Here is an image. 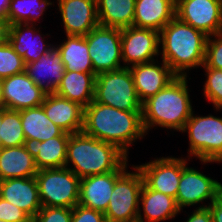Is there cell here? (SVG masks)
<instances>
[{"label": "cell", "instance_id": "cell-44", "mask_svg": "<svg viewBox=\"0 0 222 222\" xmlns=\"http://www.w3.org/2000/svg\"><path fill=\"white\" fill-rule=\"evenodd\" d=\"M1 122H2V108H0V127H1ZM0 134H1V129H0ZM0 147H1V137H0Z\"/></svg>", "mask_w": 222, "mask_h": 222}, {"label": "cell", "instance_id": "cell-23", "mask_svg": "<svg viewBox=\"0 0 222 222\" xmlns=\"http://www.w3.org/2000/svg\"><path fill=\"white\" fill-rule=\"evenodd\" d=\"M139 201H141L139 206L142 205V208L139 207L137 216V221L139 222L172 220V218L181 213L175 198L149 189L145 184L142 186ZM141 209H143V214H141Z\"/></svg>", "mask_w": 222, "mask_h": 222}, {"label": "cell", "instance_id": "cell-6", "mask_svg": "<svg viewBox=\"0 0 222 222\" xmlns=\"http://www.w3.org/2000/svg\"><path fill=\"white\" fill-rule=\"evenodd\" d=\"M94 101L119 110L142 112V103L127 67L96 75Z\"/></svg>", "mask_w": 222, "mask_h": 222}, {"label": "cell", "instance_id": "cell-38", "mask_svg": "<svg viewBox=\"0 0 222 222\" xmlns=\"http://www.w3.org/2000/svg\"><path fill=\"white\" fill-rule=\"evenodd\" d=\"M209 205H200L198 206L191 215H188V218L185 222H212V215Z\"/></svg>", "mask_w": 222, "mask_h": 222}, {"label": "cell", "instance_id": "cell-16", "mask_svg": "<svg viewBox=\"0 0 222 222\" xmlns=\"http://www.w3.org/2000/svg\"><path fill=\"white\" fill-rule=\"evenodd\" d=\"M156 61L129 67L141 103L157 94L177 77L165 61L162 60L160 65Z\"/></svg>", "mask_w": 222, "mask_h": 222}, {"label": "cell", "instance_id": "cell-4", "mask_svg": "<svg viewBox=\"0 0 222 222\" xmlns=\"http://www.w3.org/2000/svg\"><path fill=\"white\" fill-rule=\"evenodd\" d=\"M188 76H177L167 86L142 103V124L147 132L159 126L181 132L191 117Z\"/></svg>", "mask_w": 222, "mask_h": 222}, {"label": "cell", "instance_id": "cell-34", "mask_svg": "<svg viewBox=\"0 0 222 222\" xmlns=\"http://www.w3.org/2000/svg\"><path fill=\"white\" fill-rule=\"evenodd\" d=\"M201 67L222 70V33L208 37L206 43L205 60Z\"/></svg>", "mask_w": 222, "mask_h": 222}, {"label": "cell", "instance_id": "cell-19", "mask_svg": "<svg viewBox=\"0 0 222 222\" xmlns=\"http://www.w3.org/2000/svg\"><path fill=\"white\" fill-rule=\"evenodd\" d=\"M0 197L25 211L32 219L42 208L35 176L0 181Z\"/></svg>", "mask_w": 222, "mask_h": 222}, {"label": "cell", "instance_id": "cell-28", "mask_svg": "<svg viewBox=\"0 0 222 222\" xmlns=\"http://www.w3.org/2000/svg\"><path fill=\"white\" fill-rule=\"evenodd\" d=\"M66 37L67 40L61 44H55L65 65V71L94 73L85 36L66 35Z\"/></svg>", "mask_w": 222, "mask_h": 222}, {"label": "cell", "instance_id": "cell-15", "mask_svg": "<svg viewBox=\"0 0 222 222\" xmlns=\"http://www.w3.org/2000/svg\"><path fill=\"white\" fill-rule=\"evenodd\" d=\"M66 35L86 36L99 25L97 0H57Z\"/></svg>", "mask_w": 222, "mask_h": 222}, {"label": "cell", "instance_id": "cell-10", "mask_svg": "<svg viewBox=\"0 0 222 222\" xmlns=\"http://www.w3.org/2000/svg\"><path fill=\"white\" fill-rule=\"evenodd\" d=\"M175 16L208 37L222 33V0H176Z\"/></svg>", "mask_w": 222, "mask_h": 222}, {"label": "cell", "instance_id": "cell-13", "mask_svg": "<svg viewBox=\"0 0 222 222\" xmlns=\"http://www.w3.org/2000/svg\"><path fill=\"white\" fill-rule=\"evenodd\" d=\"M186 157L183 158V170L178 185L176 203L180 210L201 204L204 200H210L209 205L216 200L218 181L208 177L193 167H188Z\"/></svg>", "mask_w": 222, "mask_h": 222}, {"label": "cell", "instance_id": "cell-17", "mask_svg": "<svg viewBox=\"0 0 222 222\" xmlns=\"http://www.w3.org/2000/svg\"><path fill=\"white\" fill-rule=\"evenodd\" d=\"M46 116L64 132L74 134L83 129L84 107L55 92L47 93L41 104Z\"/></svg>", "mask_w": 222, "mask_h": 222}, {"label": "cell", "instance_id": "cell-8", "mask_svg": "<svg viewBox=\"0 0 222 222\" xmlns=\"http://www.w3.org/2000/svg\"><path fill=\"white\" fill-rule=\"evenodd\" d=\"M134 172L126 169L115 181L105 212L107 222H135L139 213V199L143 177L136 165Z\"/></svg>", "mask_w": 222, "mask_h": 222}, {"label": "cell", "instance_id": "cell-14", "mask_svg": "<svg viewBox=\"0 0 222 222\" xmlns=\"http://www.w3.org/2000/svg\"><path fill=\"white\" fill-rule=\"evenodd\" d=\"M3 108L22 110L41 106L47 92L37 86L26 72L2 79Z\"/></svg>", "mask_w": 222, "mask_h": 222}, {"label": "cell", "instance_id": "cell-33", "mask_svg": "<svg viewBox=\"0 0 222 222\" xmlns=\"http://www.w3.org/2000/svg\"><path fill=\"white\" fill-rule=\"evenodd\" d=\"M207 77L204 82V96L210 101L216 111L222 109V70L203 67Z\"/></svg>", "mask_w": 222, "mask_h": 222}, {"label": "cell", "instance_id": "cell-36", "mask_svg": "<svg viewBox=\"0 0 222 222\" xmlns=\"http://www.w3.org/2000/svg\"><path fill=\"white\" fill-rule=\"evenodd\" d=\"M0 220L8 222H32V218L22 209L0 197Z\"/></svg>", "mask_w": 222, "mask_h": 222}, {"label": "cell", "instance_id": "cell-29", "mask_svg": "<svg viewBox=\"0 0 222 222\" xmlns=\"http://www.w3.org/2000/svg\"><path fill=\"white\" fill-rule=\"evenodd\" d=\"M136 0H97L99 25L113 28L133 26Z\"/></svg>", "mask_w": 222, "mask_h": 222}, {"label": "cell", "instance_id": "cell-7", "mask_svg": "<svg viewBox=\"0 0 222 222\" xmlns=\"http://www.w3.org/2000/svg\"><path fill=\"white\" fill-rule=\"evenodd\" d=\"M35 178L42 207L78 204L81 179L68 167L39 169Z\"/></svg>", "mask_w": 222, "mask_h": 222}, {"label": "cell", "instance_id": "cell-26", "mask_svg": "<svg viewBox=\"0 0 222 222\" xmlns=\"http://www.w3.org/2000/svg\"><path fill=\"white\" fill-rule=\"evenodd\" d=\"M34 158L25 149L18 147H0V181L14 178H28L37 174Z\"/></svg>", "mask_w": 222, "mask_h": 222}, {"label": "cell", "instance_id": "cell-12", "mask_svg": "<svg viewBox=\"0 0 222 222\" xmlns=\"http://www.w3.org/2000/svg\"><path fill=\"white\" fill-rule=\"evenodd\" d=\"M144 184L155 191L176 198L183 170V158L159 157L151 162L137 165Z\"/></svg>", "mask_w": 222, "mask_h": 222}, {"label": "cell", "instance_id": "cell-40", "mask_svg": "<svg viewBox=\"0 0 222 222\" xmlns=\"http://www.w3.org/2000/svg\"><path fill=\"white\" fill-rule=\"evenodd\" d=\"M208 208L212 215V222H222V206L215 200Z\"/></svg>", "mask_w": 222, "mask_h": 222}, {"label": "cell", "instance_id": "cell-39", "mask_svg": "<svg viewBox=\"0 0 222 222\" xmlns=\"http://www.w3.org/2000/svg\"><path fill=\"white\" fill-rule=\"evenodd\" d=\"M10 23L7 18L0 17V45L8 42Z\"/></svg>", "mask_w": 222, "mask_h": 222}, {"label": "cell", "instance_id": "cell-43", "mask_svg": "<svg viewBox=\"0 0 222 222\" xmlns=\"http://www.w3.org/2000/svg\"><path fill=\"white\" fill-rule=\"evenodd\" d=\"M3 87H2V79L0 78V108H3Z\"/></svg>", "mask_w": 222, "mask_h": 222}, {"label": "cell", "instance_id": "cell-42", "mask_svg": "<svg viewBox=\"0 0 222 222\" xmlns=\"http://www.w3.org/2000/svg\"><path fill=\"white\" fill-rule=\"evenodd\" d=\"M216 201L222 206V184L220 182L216 190Z\"/></svg>", "mask_w": 222, "mask_h": 222}, {"label": "cell", "instance_id": "cell-3", "mask_svg": "<svg viewBox=\"0 0 222 222\" xmlns=\"http://www.w3.org/2000/svg\"><path fill=\"white\" fill-rule=\"evenodd\" d=\"M207 39L203 32L175 16L159 32L161 59L177 76H187V71L204 64Z\"/></svg>", "mask_w": 222, "mask_h": 222}, {"label": "cell", "instance_id": "cell-2", "mask_svg": "<svg viewBox=\"0 0 222 222\" xmlns=\"http://www.w3.org/2000/svg\"><path fill=\"white\" fill-rule=\"evenodd\" d=\"M127 164L128 156L117 146L83 131L70 134L65 167L71 169L80 179L112 171H125Z\"/></svg>", "mask_w": 222, "mask_h": 222}, {"label": "cell", "instance_id": "cell-22", "mask_svg": "<svg viewBox=\"0 0 222 222\" xmlns=\"http://www.w3.org/2000/svg\"><path fill=\"white\" fill-rule=\"evenodd\" d=\"M176 0H136L133 26L160 32L175 17Z\"/></svg>", "mask_w": 222, "mask_h": 222}, {"label": "cell", "instance_id": "cell-20", "mask_svg": "<svg viewBox=\"0 0 222 222\" xmlns=\"http://www.w3.org/2000/svg\"><path fill=\"white\" fill-rule=\"evenodd\" d=\"M25 72L45 92L53 93L62 81L65 65L62 62L59 50L53 45L37 61L27 63Z\"/></svg>", "mask_w": 222, "mask_h": 222}, {"label": "cell", "instance_id": "cell-37", "mask_svg": "<svg viewBox=\"0 0 222 222\" xmlns=\"http://www.w3.org/2000/svg\"><path fill=\"white\" fill-rule=\"evenodd\" d=\"M71 222H107L105 214L77 204L72 208Z\"/></svg>", "mask_w": 222, "mask_h": 222}, {"label": "cell", "instance_id": "cell-18", "mask_svg": "<svg viewBox=\"0 0 222 222\" xmlns=\"http://www.w3.org/2000/svg\"><path fill=\"white\" fill-rule=\"evenodd\" d=\"M124 171H112L81 178L78 204L105 214L114 184Z\"/></svg>", "mask_w": 222, "mask_h": 222}, {"label": "cell", "instance_id": "cell-5", "mask_svg": "<svg viewBox=\"0 0 222 222\" xmlns=\"http://www.w3.org/2000/svg\"><path fill=\"white\" fill-rule=\"evenodd\" d=\"M181 132H188L190 158H199L203 164L222 162L221 117L196 116L192 112Z\"/></svg>", "mask_w": 222, "mask_h": 222}, {"label": "cell", "instance_id": "cell-1", "mask_svg": "<svg viewBox=\"0 0 222 222\" xmlns=\"http://www.w3.org/2000/svg\"><path fill=\"white\" fill-rule=\"evenodd\" d=\"M82 131L117 146L127 156L129 146L146 135L141 112L119 110L94 100L84 107Z\"/></svg>", "mask_w": 222, "mask_h": 222}, {"label": "cell", "instance_id": "cell-21", "mask_svg": "<svg viewBox=\"0 0 222 222\" xmlns=\"http://www.w3.org/2000/svg\"><path fill=\"white\" fill-rule=\"evenodd\" d=\"M39 30L40 29L35 28L33 24L10 25L8 42L14 51L23 58L25 64L37 61L53 46V44H48V41L44 40V36L42 37L43 34H38L40 32ZM36 35H39V38ZM33 36L36 38L34 37V39Z\"/></svg>", "mask_w": 222, "mask_h": 222}, {"label": "cell", "instance_id": "cell-9", "mask_svg": "<svg viewBox=\"0 0 222 222\" xmlns=\"http://www.w3.org/2000/svg\"><path fill=\"white\" fill-rule=\"evenodd\" d=\"M85 38L93 71L96 75L101 72L124 68L121 66L123 61L120 28L98 25Z\"/></svg>", "mask_w": 222, "mask_h": 222}, {"label": "cell", "instance_id": "cell-31", "mask_svg": "<svg viewBox=\"0 0 222 222\" xmlns=\"http://www.w3.org/2000/svg\"><path fill=\"white\" fill-rule=\"evenodd\" d=\"M0 129L1 147H18L24 145L25 135L19 111L2 108Z\"/></svg>", "mask_w": 222, "mask_h": 222}, {"label": "cell", "instance_id": "cell-27", "mask_svg": "<svg viewBox=\"0 0 222 222\" xmlns=\"http://www.w3.org/2000/svg\"><path fill=\"white\" fill-rule=\"evenodd\" d=\"M25 139H36L40 142L56 136H70L54 124L42 106L19 110Z\"/></svg>", "mask_w": 222, "mask_h": 222}, {"label": "cell", "instance_id": "cell-41", "mask_svg": "<svg viewBox=\"0 0 222 222\" xmlns=\"http://www.w3.org/2000/svg\"><path fill=\"white\" fill-rule=\"evenodd\" d=\"M10 0H0V17L7 18Z\"/></svg>", "mask_w": 222, "mask_h": 222}, {"label": "cell", "instance_id": "cell-11", "mask_svg": "<svg viewBox=\"0 0 222 222\" xmlns=\"http://www.w3.org/2000/svg\"><path fill=\"white\" fill-rule=\"evenodd\" d=\"M159 32L130 26L121 29V55L123 66L152 62L158 57ZM125 64V65H124Z\"/></svg>", "mask_w": 222, "mask_h": 222}, {"label": "cell", "instance_id": "cell-25", "mask_svg": "<svg viewBox=\"0 0 222 222\" xmlns=\"http://www.w3.org/2000/svg\"><path fill=\"white\" fill-rule=\"evenodd\" d=\"M95 81V73L65 71L55 93L86 107L94 100Z\"/></svg>", "mask_w": 222, "mask_h": 222}, {"label": "cell", "instance_id": "cell-30", "mask_svg": "<svg viewBox=\"0 0 222 222\" xmlns=\"http://www.w3.org/2000/svg\"><path fill=\"white\" fill-rule=\"evenodd\" d=\"M50 0H10L7 20L13 24H35L50 6Z\"/></svg>", "mask_w": 222, "mask_h": 222}, {"label": "cell", "instance_id": "cell-35", "mask_svg": "<svg viewBox=\"0 0 222 222\" xmlns=\"http://www.w3.org/2000/svg\"><path fill=\"white\" fill-rule=\"evenodd\" d=\"M72 209L65 207H42L32 222H71Z\"/></svg>", "mask_w": 222, "mask_h": 222}, {"label": "cell", "instance_id": "cell-24", "mask_svg": "<svg viewBox=\"0 0 222 222\" xmlns=\"http://www.w3.org/2000/svg\"><path fill=\"white\" fill-rule=\"evenodd\" d=\"M69 136H56L46 141L25 139L24 147L39 169L65 167Z\"/></svg>", "mask_w": 222, "mask_h": 222}, {"label": "cell", "instance_id": "cell-32", "mask_svg": "<svg viewBox=\"0 0 222 222\" xmlns=\"http://www.w3.org/2000/svg\"><path fill=\"white\" fill-rule=\"evenodd\" d=\"M26 64L22 57L14 51L9 42L0 45V78L25 72Z\"/></svg>", "mask_w": 222, "mask_h": 222}]
</instances>
